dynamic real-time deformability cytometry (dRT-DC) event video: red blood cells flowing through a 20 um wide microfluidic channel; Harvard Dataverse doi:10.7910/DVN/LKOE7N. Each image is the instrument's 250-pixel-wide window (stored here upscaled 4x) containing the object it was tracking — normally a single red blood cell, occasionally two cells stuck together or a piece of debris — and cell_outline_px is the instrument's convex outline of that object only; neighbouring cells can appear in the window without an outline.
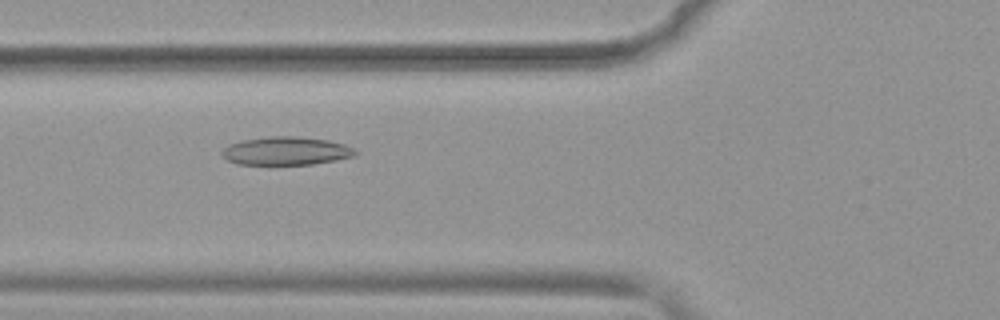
{"species": "common noctule bat (a hibernating species)", "species_latin": "Nyctalus noctula", "temperature_condition": "warm", "stored_images_in_passage": 12, "camera_frame_rate_fps": 3000, "um_per_image_px": 0.085, "animal": {"sex": "female", "body_mass_g": 19.9}, "frame": {"image": 1, "passage_image": 6, "time_ms": 1.667, "image_size_px": [1000, 320], "cell_outline_px": [[360, 152], [356, 156], [336, 160], [312, 164], [236, 164], [228, 160], [220, 152], [228, 144], [244, 140], [272, 136], [292, 136], [328, 140], [344, 144]], "centroid_in_image_um": [24.34, 12.83], "position_along_channel_um": 101.5, "area_um2": 21.85}}
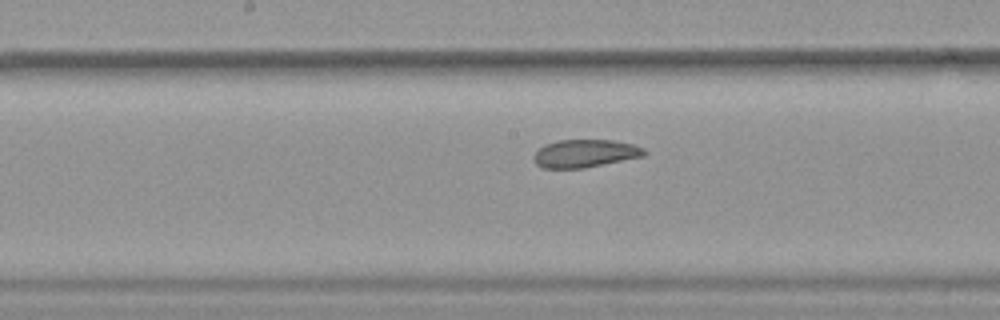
{"frame": {"image": 2, "passage_image": 10, "time_ms": 3.0, "image_size_px": [1000, 320], "cell_outline_px": [[648, 152], [644, 156], [584, 168], [544, 168], [536, 164], [532, 156], [544, 144], [560, 140], [612, 140], [632, 144], [644, 148]], "centroid_in_image_um": [49.73, 13.04], "position_along_channel_um": 198.5, "area_um2": 17.92}}